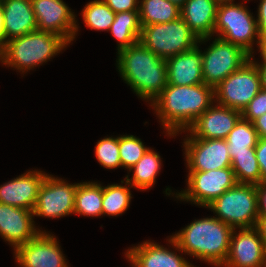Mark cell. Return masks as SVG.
Instances as JSON below:
<instances>
[{"label": "cell", "mask_w": 266, "mask_h": 267, "mask_svg": "<svg viewBox=\"0 0 266 267\" xmlns=\"http://www.w3.org/2000/svg\"><path fill=\"white\" fill-rule=\"evenodd\" d=\"M236 183L231 167L209 171H189L188 189L177 194V198L207 207Z\"/></svg>", "instance_id": "30bf717a"}, {"label": "cell", "mask_w": 266, "mask_h": 267, "mask_svg": "<svg viewBox=\"0 0 266 267\" xmlns=\"http://www.w3.org/2000/svg\"><path fill=\"white\" fill-rule=\"evenodd\" d=\"M252 123L257 131L258 137L266 139V113L255 119Z\"/></svg>", "instance_id": "74e56055"}, {"label": "cell", "mask_w": 266, "mask_h": 267, "mask_svg": "<svg viewBox=\"0 0 266 267\" xmlns=\"http://www.w3.org/2000/svg\"><path fill=\"white\" fill-rule=\"evenodd\" d=\"M115 13L139 11L138 0H103Z\"/></svg>", "instance_id": "836d02e7"}, {"label": "cell", "mask_w": 266, "mask_h": 267, "mask_svg": "<svg viewBox=\"0 0 266 267\" xmlns=\"http://www.w3.org/2000/svg\"><path fill=\"white\" fill-rule=\"evenodd\" d=\"M1 57H2V45L0 44V60H1Z\"/></svg>", "instance_id": "f6af8a7d"}, {"label": "cell", "mask_w": 266, "mask_h": 267, "mask_svg": "<svg viewBox=\"0 0 266 267\" xmlns=\"http://www.w3.org/2000/svg\"><path fill=\"white\" fill-rule=\"evenodd\" d=\"M98 162L105 168L114 169L121 166L119 137H106L98 141L95 148Z\"/></svg>", "instance_id": "1f68e13d"}, {"label": "cell", "mask_w": 266, "mask_h": 267, "mask_svg": "<svg viewBox=\"0 0 266 267\" xmlns=\"http://www.w3.org/2000/svg\"><path fill=\"white\" fill-rule=\"evenodd\" d=\"M215 32L221 33L219 34L220 38L241 47L250 55V58L252 57L253 40L257 38V44H260L261 41L257 20L253 19L246 7L241 4L218 5Z\"/></svg>", "instance_id": "52a82bcc"}, {"label": "cell", "mask_w": 266, "mask_h": 267, "mask_svg": "<svg viewBox=\"0 0 266 267\" xmlns=\"http://www.w3.org/2000/svg\"><path fill=\"white\" fill-rule=\"evenodd\" d=\"M141 27L139 42L163 59L193 49L199 40L181 17Z\"/></svg>", "instance_id": "8992f818"}, {"label": "cell", "mask_w": 266, "mask_h": 267, "mask_svg": "<svg viewBox=\"0 0 266 267\" xmlns=\"http://www.w3.org/2000/svg\"><path fill=\"white\" fill-rule=\"evenodd\" d=\"M77 184L46 175L39 188L33 215L59 218L74 213Z\"/></svg>", "instance_id": "8fae6325"}, {"label": "cell", "mask_w": 266, "mask_h": 267, "mask_svg": "<svg viewBox=\"0 0 266 267\" xmlns=\"http://www.w3.org/2000/svg\"><path fill=\"white\" fill-rule=\"evenodd\" d=\"M249 59L250 55L241 47L218 36L207 51L202 53L204 83L216 87Z\"/></svg>", "instance_id": "9c48e42d"}, {"label": "cell", "mask_w": 266, "mask_h": 267, "mask_svg": "<svg viewBox=\"0 0 266 267\" xmlns=\"http://www.w3.org/2000/svg\"><path fill=\"white\" fill-rule=\"evenodd\" d=\"M149 148L133 135H123L119 137V151L121 167L129 170L142 158Z\"/></svg>", "instance_id": "4dcf8cb0"}, {"label": "cell", "mask_w": 266, "mask_h": 267, "mask_svg": "<svg viewBox=\"0 0 266 267\" xmlns=\"http://www.w3.org/2000/svg\"><path fill=\"white\" fill-rule=\"evenodd\" d=\"M257 200L259 217H266V182L257 185Z\"/></svg>", "instance_id": "d590c367"}, {"label": "cell", "mask_w": 266, "mask_h": 267, "mask_svg": "<svg viewBox=\"0 0 266 267\" xmlns=\"http://www.w3.org/2000/svg\"><path fill=\"white\" fill-rule=\"evenodd\" d=\"M184 141L189 171H209L231 167L226 139L186 138Z\"/></svg>", "instance_id": "7c38bea8"}, {"label": "cell", "mask_w": 266, "mask_h": 267, "mask_svg": "<svg viewBox=\"0 0 266 267\" xmlns=\"http://www.w3.org/2000/svg\"><path fill=\"white\" fill-rule=\"evenodd\" d=\"M129 189L118 184L103 187L102 215L117 216L126 211L132 198Z\"/></svg>", "instance_id": "f546056e"}, {"label": "cell", "mask_w": 266, "mask_h": 267, "mask_svg": "<svg viewBox=\"0 0 266 267\" xmlns=\"http://www.w3.org/2000/svg\"><path fill=\"white\" fill-rule=\"evenodd\" d=\"M255 153L261 171V182H266V139L258 138Z\"/></svg>", "instance_id": "e575fe53"}, {"label": "cell", "mask_w": 266, "mask_h": 267, "mask_svg": "<svg viewBox=\"0 0 266 267\" xmlns=\"http://www.w3.org/2000/svg\"><path fill=\"white\" fill-rule=\"evenodd\" d=\"M258 138L253 123L241 117L226 138L231 160L234 153L249 152V148H255Z\"/></svg>", "instance_id": "4316f807"}, {"label": "cell", "mask_w": 266, "mask_h": 267, "mask_svg": "<svg viewBox=\"0 0 266 267\" xmlns=\"http://www.w3.org/2000/svg\"><path fill=\"white\" fill-rule=\"evenodd\" d=\"M167 82L171 85L186 86L204 83L202 51L198 46L166 59Z\"/></svg>", "instance_id": "d6986e66"}, {"label": "cell", "mask_w": 266, "mask_h": 267, "mask_svg": "<svg viewBox=\"0 0 266 267\" xmlns=\"http://www.w3.org/2000/svg\"><path fill=\"white\" fill-rule=\"evenodd\" d=\"M214 88L205 83L176 86L167 84L152 102L168 134L188 129L211 105Z\"/></svg>", "instance_id": "6da1fadb"}, {"label": "cell", "mask_w": 266, "mask_h": 267, "mask_svg": "<svg viewBox=\"0 0 266 267\" xmlns=\"http://www.w3.org/2000/svg\"><path fill=\"white\" fill-rule=\"evenodd\" d=\"M37 30L62 36L68 43L78 31L75 16L62 0H31Z\"/></svg>", "instance_id": "4fadbf2b"}, {"label": "cell", "mask_w": 266, "mask_h": 267, "mask_svg": "<svg viewBox=\"0 0 266 267\" xmlns=\"http://www.w3.org/2000/svg\"><path fill=\"white\" fill-rule=\"evenodd\" d=\"M169 1L181 8L186 0H169Z\"/></svg>", "instance_id": "7bdbcfd3"}, {"label": "cell", "mask_w": 266, "mask_h": 267, "mask_svg": "<svg viewBox=\"0 0 266 267\" xmlns=\"http://www.w3.org/2000/svg\"><path fill=\"white\" fill-rule=\"evenodd\" d=\"M141 28L139 11L116 13L109 31L119 41L118 51L139 42Z\"/></svg>", "instance_id": "603a6c76"}, {"label": "cell", "mask_w": 266, "mask_h": 267, "mask_svg": "<svg viewBox=\"0 0 266 267\" xmlns=\"http://www.w3.org/2000/svg\"><path fill=\"white\" fill-rule=\"evenodd\" d=\"M207 207L233 229L255 227L259 217L257 185L236 183Z\"/></svg>", "instance_id": "5b68a950"}, {"label": "cell", "mask_w": 266, "mask_h": 267, "mask_svg": "<svg viewBox=\"0 0 266 267\" xmlns=\"http://www.w3.org/2000/svg\"><path fill=\"white\" fill-rule=\"evenodd\" d=\"M33 211L0 203V235L14 249L33 239L40 231L33 224Z\"/></svg>", "instance_id": "e0dca14e"}, {"label": "cell", "mask_w": 266, "mask_h": 267, "mask_svg": "<svg viewBox=\"0 0 266 267\" xmlns=\"http://www.w3.org/2000/svg\"><path fill=\"white\" fill-rule=\"evenodd\" d=\"M266 113V90L262 89L241 112L242 118L253 122Z\"/></svg>", "instance_id": "d6a6232c"}, {"label": "cell", "mask_w": 266, "mask_h": 267, "mask_svg": "<svg viewBox=\"0 0 266 267\" xmlns=\"http://www.w3.org/2000/svg\"><path fill=\"white\" fill-rule=\"evenodd\" d=\"M5 42L37 30L31 0H2Z\"/></svg>", "instance_id": "44dd1931"}, {"label": "cell", "mask_w": 266, "mask_h": 267, "mask_svg": "<svg viewBox=\"0 0 266 267\" xmlns=\"http://www.w3.org/2000/svg\"><path fill=\"white\" fill-rule=\"evenodd\" d=\"M257 24L260 37L266 35V0L260 1Z\"/></svg>", "instance_id": "8d00e7d4"}, {"label": "cell", "mask_w": 266, "mask_h": 267, "mask_svg": "<svg viewBox=\"0 0 266 267\" xmlns=\"http://www.w3.org/2000/svg\"><path fill=\"white\" fill-rule=\"evenodd\" d=\"M255 227L258 229L260 237L266 247V217H258Z\"/></svg>", "instance_id": "f35d334b"}, {"label": "cell", "mask_w": 266, "mask_h": 267, "mask_svg": "<svg viewBox=\"0 0 266 267\" xmlns=\"http://www.w3.org/2000/svg\"><path fill=\"white\" fill-rule=\"evenodd\" d=\"M218 4L233 3V0H216Z\"/></svg>", "instance_id": "ee69618b"}, {"label": "cell", "mask_w": 266, "mask_h": 267, "mask_svg": "<svg viewBox=\"0 0 266 267\" xmlns=\"http://www.w3.org/2000/svg\"><path fill=\"white\" fill-rule=\"evenodd\" d=\"M233 228L216 217L196 220L181 232L173 235L169 242L187 254L196 256L215 266L226 261Z\"/></svg>", "instance_id": "7a4b0ae2"}, {"label": "cell", "mask_w": 266, "mask_h": 267, "mask_svg": "<svg viewBox=\"0 0 266 267\" xmlns=\"http://www.w3.org/2000/svg\"><path fill=\"white\" fill-rule=\"evenodd\" d=\"M261 78V88L266 90V61H263V64H257L254 62Z\"/></svg>", "instance_id": "ab89813d"}, {"label": "cell", "mask_w": 266, "mask_h": 267, "mask_svg": "<svg viewBox=\"0 0 266 267\" xmlns=\"http://www.w3.org/2000/svg\"><path fill=\"white\" fill-rule=\"evenodd\" d=\"M258 46L260 49L259 51L261 52L260 54L262 56V59L266 61V35L261 37V41Z\"/></svg>", "instance_id": "b9f144b4"}, {"label": "cell", "mask_w": 266, "mask_h": 267, "mask_svg": "<svg viewBox=\"0 0 266 267\" xmlns=\"http://www.w3.org/2000/svg\"><path fill=\"white\" fill-rule=\"evenodd\" d=\"M47 174L29 171L0 186V203L33 211L39 188Z\"/></svg>", "instance_id": "ac0fdd59"}, {"label": "cell", "mask_w": 266, "mask_h": 267, "mask_svg": "<svg viewBox=\"0 0 266 267\" xmlns=\"http://www.w3.org/2000/svg\"><path fill=\"white\" fill-rule=\"evenodd\" d=\"M116 13L103 1L94 0L85 5L82 16L87 27L94 30H110Z\"/></svg>", "instance_id": "f1b7e54d"}, {"label": "cell", "mask_w": 266, "mask_h": 267, "mask_svg": "<svg viewBox=\"0 0 266 267\" xmlns=\"http://www.w3.org/2000/svg\"><path fill=\"white\" fill-rule=\"evenodd\" d=\"M231 168L234 171L237 183L254 185L261 183V171L255 148H249V152L234 153Z\"/></svg>", "instance_id": "83f0119b"}, {"label": "cell", "mask_w": 266, "mask_h": 267, "mask_svg": "<svg viewBox=\"0 0 266 267\" xmlns=\"http://www.w3.org/2000/svg\"><path fill=\"white\" fill-rule=\"evenodd\" d=\"M260 90L259 71L254 61L249 59L214 87V97L217 104L242 112Z\"/></svg>", "instance_id": "ba28073f"}, {"label": "cell", "mask_w": 266, "mask_h": 267, "mask_svg": "<svg viewBox=\"0 0 266 267\" xmlns=\"http://www.w3.org/2000/svg\"><path fill=\"white\" fill-rule=\"evenodd\" d=\"M241 117L239 110L219 104L210 106L187 129L191 133L187 138L226 139Z\"/></svg>", "instance_id": "2e32d148"}, {"label": "cell", "mask_w": 266, "mask_h": 267, "mask_svg": "<svg viewBox=\"0 0 266 267\" xmlns=\"http://www.w3.org/2000/svg\"><path fill=\"white\" fill-rule=\"evenodd\" d=\"M68 42L60 35L35 30L7 40L2 45L1 61L24 72L60 53Z\"/></svg>", "instance_id": "277c9868"}, {"label": "cell", "mask_w": 266, "mask_h": 267, "mask_svg": "<svg viewBox=\"0 0 266 267\" xmlns=\"http://www.w3.org/2000/svg\"><path fill=\"white\" fill-rule=\"evenodd\" d=\"M15 258L21 267H68L58 241L40 231L29 242L15 248Z\"/></svg>", "instance_id": "9a60e30c"}, {"label": "cell", "mask_w": 266, "mask_h": 267, "mask_svg": "<svg viewBox=\"0 0 266 267\" xmlns=\"http://www.w3.org/2000/svg\"><path fill=\"white\" fill-rule=\"evenodd\" d=\"M125 254L135 267H194L181 256L153 242L146 241Z\"/></svg>", "instance_id": "7402d4cb"}, {"label": "cell", "mask_w": 266, "mask_h": 267, "mask_svg": "<svg viewBox=\"0 0 266 267\" xmlns=\"http://www.w3.org/2000/svg\"><path fill=\"white\" fill-rule=\"evenodd\" d=\"M5 43V30L3 25V9L0 4V44L3 45Z\"/></svg>", "instance_id": "60d3db41"}, {"label": "cell", "mask_w": 266, "mask_h": 267, "mask_svg": "<svg viewBox=\"0 0 266 267\" xmlns=\"http://www.w3.org/2000/svg\"><path fill=\"white\" fill-rule=\"evenodd\" d=\"M118 70L134 92L152 102L168 84L166 59L140 42L118 51Z\"/></svg>", "instance_id": "3957f363"}, {"label": "cell", "mask_w": 266, "mask_h": 267, "mask_svg": "<svg viewBox=\"0 0 266 267\" xmlns=\"http://www.w3.org/2000/svg\"><path fill=\"white\" fill-rule=\"evenodd\" d=\"M160 166L161 159L159 154L148 149L142 158L129 170L134 169V173L132 179H129L128 175L126 176V185H130V187L134 186L141 190L152 187L161 169Z\"/></svg>", "instance_id": "484cf974"}, {"label": "cell", "mask_w": 266, "mask_h": 267, "mask_svg": "<svg viewBox=\"0 0 266 267\" xmlns=\"http://www.w3.org/2000/svg\"><path fill=\"white\" fill-rule=\"evenodd\" d=\"M103 187L93 182L77 184L74 213L89 216L102 215Z\"/></svg>", "instance_id": "d4e9b609"}, {"label": "cell", "mask_w": 266, "mask_h": 267, "mask_svg": "<svg viewBox=\"0 0 266 267\" xmlns=\"http://www.w3.org/2000/svg\"><path fill=\"white\" fill-rule=\"evenodd\" d=\"M138 7L141 26L168 23L180 17V7L169 0H142Z\"/></svg>", "instance_id": "cb8c5ba5"}, {"label": "cell", "mask_w": 266, "mask_h": 267, "mask_svg": "<svg viewBox=\"0 0 266 267\" xmlns=\"http://www.w3.org/2000/svg\"><path fill=\"white\" fill-rule=\"evenodd\" d=\"M218 5L216 0H186L180 8V17L199 38L198 42L214 34Z\"/></svg>", "instance_id": "ffe728a7"}, {"label": "cell", "mask_w": 266, "mask_h": 267, "mask_svg": "<svg viewBox=\"0 0 266 267\" xmlns=\"http://www.w3.org/2000/svg\"><path fill=\"white\" fill-rule=\"evenodd\" d=\"M233 230L229 254L222 266L225 267H264L266 247L256 227L241 228L238 234ZM235 235V236H234Z\"/></svg>", "instance_id": "5bb4252c"}]
</instances>
